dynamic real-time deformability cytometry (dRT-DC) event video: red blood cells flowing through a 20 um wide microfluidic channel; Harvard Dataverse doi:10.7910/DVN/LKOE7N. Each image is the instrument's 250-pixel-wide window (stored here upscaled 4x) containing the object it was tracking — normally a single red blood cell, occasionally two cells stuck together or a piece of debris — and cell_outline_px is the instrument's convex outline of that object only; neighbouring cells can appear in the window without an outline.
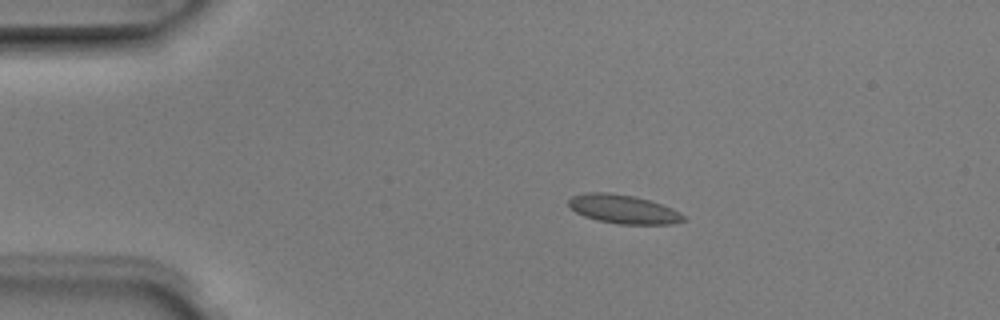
{"species": "Egyptian fruit bat (a non-hibernating species)", "species_latin": "Rousettus aegyptiacus", "temperature_condition": "room temperature", "stored_images_in_passage": 7, "camera_frame_rate_fps": 3000, "um_per_image_px": 0.085, "animal": {"sex": "male"}, "frame": {"image": 1, "passage_image": 3, "time_ms": 0.667, "image_size_px": [1000, 320], "cell_outline_px": [[684, 220], [672, 224], [620, 224], [596, 220], [584, 216], [576, 212], [568, 204], [568, 200], [572, 196], [588, 192], [608, 192], [636, 196], [672, 208], [680, 212], [684, 216]], "centroid_in_image_um": [52.97, 17.77], "position_along_channel_um": 32.0, "area_um2": 19.19}}
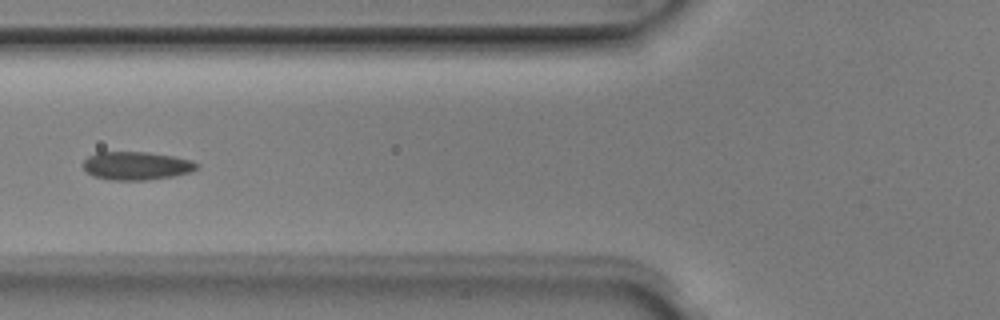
{"frame": {"image": 2, "passage_image": 5, "time_ms": 1.333, "image_size_px": [1000, 320], "cell_outline_px": [[200, 164], [192, 172], [172, 176], [144, 180], [108, 180], [92, 176], [80, 164], [88, 156], [96, 152], [148, 152], [172, 156], [192, 160]], "centroid_in_image_um": [11.56, 14.09], "position_along_channel_um": 114.2, "area_um2": 18.84}}
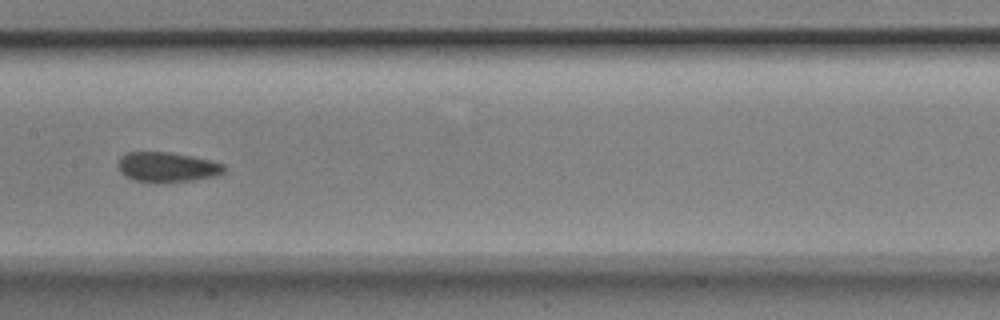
{"frame": {"image": 3, "passage_image": 7, "time_ms": 2.0, "image_size_px": [1000, 320], "cell_outline_px": [[224, 172], [216, 176], [192, 180], [156, 184], [132, 180], [124, 176], [120, 172], [116, 164], [120, 156], [128, 152], [172, 152], [192, 156], [224, 164]], "centroid_in_image_um": [14.14, 14.22], "position_along_channel_um": 193.3, "area_um2": 18.9}}